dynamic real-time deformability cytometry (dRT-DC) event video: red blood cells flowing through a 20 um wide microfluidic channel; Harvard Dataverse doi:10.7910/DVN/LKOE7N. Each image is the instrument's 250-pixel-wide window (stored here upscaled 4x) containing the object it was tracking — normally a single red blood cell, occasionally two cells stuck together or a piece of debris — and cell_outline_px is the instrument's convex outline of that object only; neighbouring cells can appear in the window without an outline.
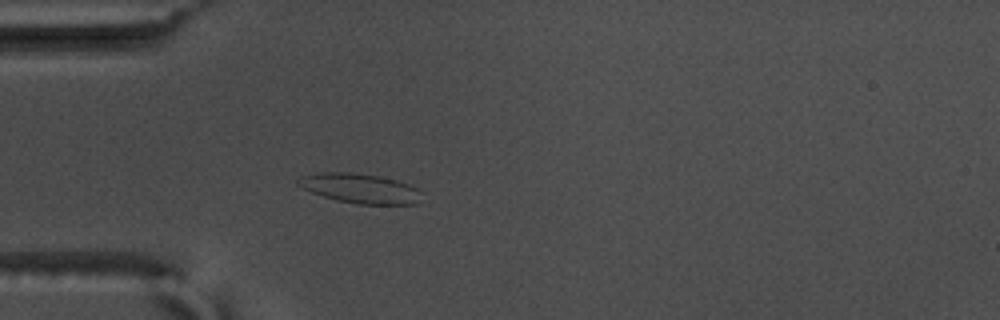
{"species": "common noctule bat (a hibernating species)", "species_latin": "Nyctalus noctula", "temperature_condition": "warm", "stored_images_in_passage": 45, "camera_frame_rate_fps": 3000, "um_per_image_px": 0.085, "animal": {"sex": "male", "body_mass_g": 17.5, "forearm_length_mm": 52.3}, "frame": {"image": 1, "passage_image": 5, "time_ms": 1.333, "image_size_px": [1000, 320], "cell_outline_px": [[420, 204], [356, 204], [336, 200], [312, 192], [296, 184], [296, 180], [300, 176], [320, 172], [352, 172], [380, 176], [396, 180], [408, 184], [416, 188], [420, 192]], "centroid_in_image_um": [30.59, 16.01], "position_along_channel_um": 54.4, "area_um2": 21.39}}
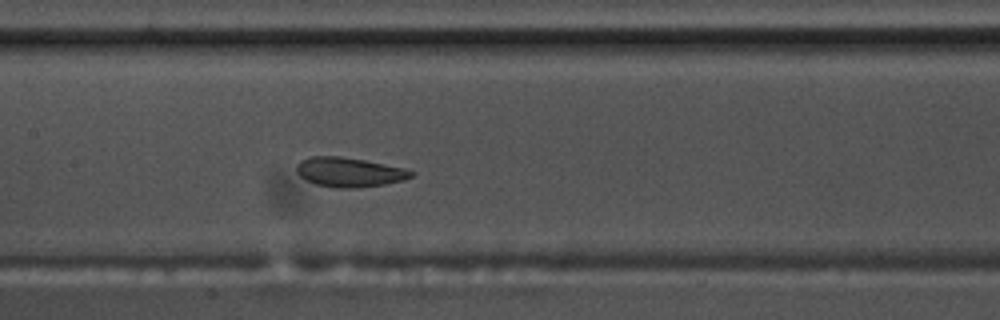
{"frame": {"image": 2, "passage_image": 16, "time_ms": 5.0, "image_size_px": [1000, 320], "cell_outline_px": [[416, 172], [412, 176], [404, 180], [384, 184], [356, 188], [336, 188], [316, 184], [304, 180], [296, 172], [296, 168], [300, 160], [308, 156], [340, 156], [364, 160], [404, 168]], "centroid_in_image_um": [29.65, 14.63], "position_along_channel_um": 177.7, "area_um2": 19.77}}
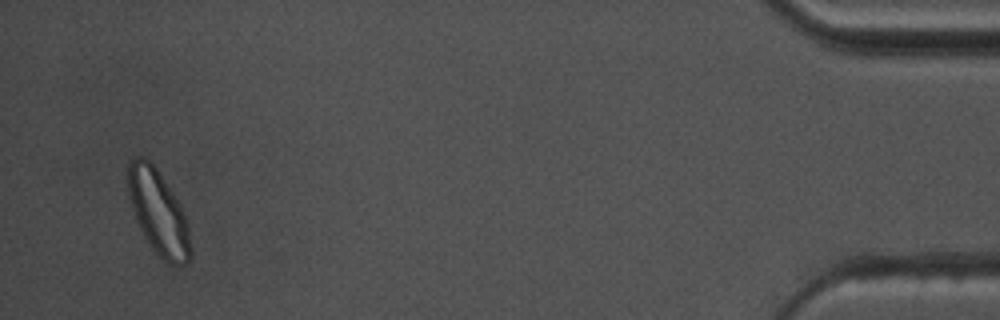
{"frame": {"image": 3, "passage_image": 43, "time_ms": 14.0, "image_size_px": [1000, 320], "cell_outline_px": [[192, 256], [188, 264], [176, 268], [168, 264], [152, 248], [144, 236], [136, 220], [128, 196], [128, 160], [132, 156], [144, 156], [156, 168], [180, 204], [184, 212], [188, 224], [192, 252]], "centroid_in_image_um": [13.47, 18.09], "position_along_channel_um": 421.7, "area_um2": 31.15}, "authors_computed_cell_mechanics": {"area_um2": 20.3456, "velocity_mm_per_s": 3.5966, "shape_relaxation_time_tau1_ms": 9.7131, "shape_relaxation_time_tau2_ms": 1.357, "deformation_change_tau1": 0.1492, "deformation_change_tau2": 0.0685}}